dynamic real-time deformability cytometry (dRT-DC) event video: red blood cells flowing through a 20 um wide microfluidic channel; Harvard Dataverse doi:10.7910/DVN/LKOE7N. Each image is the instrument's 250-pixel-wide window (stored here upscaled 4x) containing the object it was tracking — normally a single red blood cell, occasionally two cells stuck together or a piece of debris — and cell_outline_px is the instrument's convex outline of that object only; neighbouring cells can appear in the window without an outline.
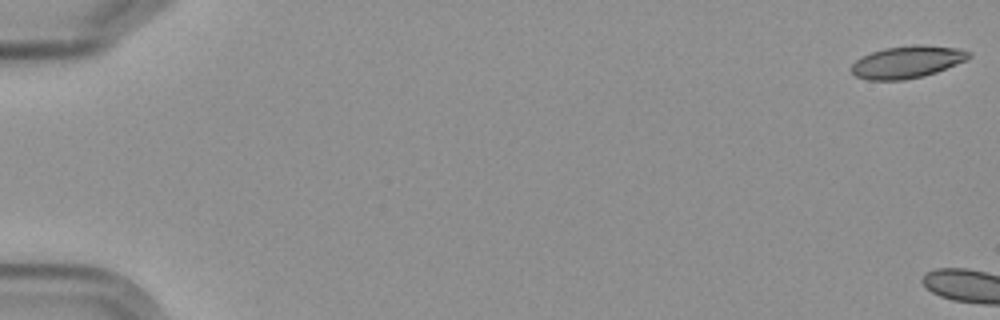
{"species": "Egyptian fruit bat (a non-hibernating species)", "species_latin": "Rousettus aegyptiacus", "temperature_condition": "cold", "stored_images_in_passage": 6, "camera_frame_rate_fps": 3000, "um_per_image_px": 0.085, "frame": {"image": 1, "passage_image": 1, "time_ms": 0.0, "image_size_px": [1000, 320], "cell_outline_px": [[972, 56], [968, 60], [936, 72], [924, 76], [904, 80], [868, 80], [856, 76], [848, 68], [856, 60], [872, 52], [884, 48], [912, 44], [924, 44], [960, 48], [972, 52]], "centroid_in_image_um": [77.15, 5.25], "position_along_channel_um": 7.8, "area_um2": 22.43}}